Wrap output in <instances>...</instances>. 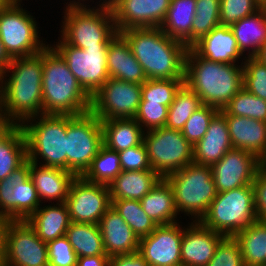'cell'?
<instances>
[{"label": "cell", "mask_w": 266, "mask_h": 266, "mask_svg": "<svg viewBox=\"0 0 266 266\" xmlns=\"http://www.w3.org/2000/svg\"><path fill=\"white\" fill-rule=\"evenodd\" d=\"M42 72L43 50L33 56L12 58L0 73V95L6 118L13 125L42 114Z\"/></svg>", "instance_id": "cell-1"}, {"label": "cell", "mask_w": 266, "mask_h": 266, "mask_svg": "<svg viewBox=\"0 0 266 266\" xmlns=\"http://www.w3.org/2000/svg\"><path fill=\"white\" fill-rule=\"evenodd\" d=\"M143 67L147 79H184L188 47L157 28H131L119 32Z\"/></svg>", "instance_id": "cell-2"}, {"label": "cell", "mask_w": 266, "mask_h": 266, "mask_svg": "<svg viewBox=\"0 0 266 266\" xmlns=\"http://www.w3.org/2000/svg\"><path fill=\"white\" fill-rule=\"evenodd\" d=\"M42 97V114L78 116L91 109V96L49 44L43 49Z\"/></svg>", "instance_id": "cell-3"}, {"label": "cell", "mask_w": 266, "mask_h": 266, "mask_svg": "<svg viewBox=\"0 0 266 266\" xmlns=\"http://www.w3.org/2000/svg\"><path fill=\"white\" fill-rule=\"evenodd\" d=\"M184 83L203 104L222 110L243 87V65L210 61L188 48Z\"/></svg>", "instance_id": "cell-4"}, {"label": "cell", "mask_w": 266, "mask_h": 266, "mask_svg": "<svg viewBox=\"0 0 266 266\" xmlns=\"http://www.w3.org/2000/svg\"><path fill=\"white\" fill-rule=\"evenodd\" d=\"M61 26V38L69 45L81 49L108 47L110 40L118 33L112 9L103 0L98 8L66 6Z\"/></svg>", "instance_id": "cell-5"}, {"label": "cell", "mask_w": 266, "mask_h": 266, "mask_svg": "<svg viewBox=\"0 0 266 266\" xmlns=\"http://www.w3.org/2000/svg\"><path fill=\"white\" fill-rule=\"evenodd\" d=\"M21 127L28 161L38 164L41 157V165L66 170L67 115L40 114L24 121Z\"/></svg>", "instance_id": "cell-6"}, {"label": "cell", "mask_w": 266, "mask_h": 266, "mask_svg": "<svg viewBox=\"0 0 266 266\" xmlns=\"http://www.w3.org/2000/svg\"><path fill=\"white\" fill-rule=\"evenodd\" d=\"M256 220L254 188L251 184L217 193L199 222L225 237H233Z\"/></svg>", "instance_id": "cell-7"}, {"label": "cell", "mask_w": 266, "mask_h": 266, "mask_svg": "<svg viewBox=\"0 0 266 266\" xmlns=\"http://www.w3.org/2000/svg\"><path fill=\"white\" fill-rule=\"evenodd\" d=\"M165 179L173 189L178 213L181 211L193 216V221L201 220L218 193L210 166L193 162Z\"/></svg>", "instance_id": "cell-8"}, {"label": "cell", "mask_w": 266, "mask_h": 266, "mask_svg": "<svg viewBox=\"0 0 266 266\" xmlns=\"http://www.w3.org/2000/svg\"><path fill=\"white\" fill-rule=\"evenodd\" d=\"M66 170L81 177L103 145L100 120L90 111L67 115Z\"/></svg>", "instance_id": "cell-9"}, {"label": "cell", "mask_w": 266, "mask_h": 266, "mask_svg": "<svg viewBox=\"0 0 266 266\" xmlns=\"http://www.w3.org/2000/svg\"><path fill=\"white\" fill-rule=\"evenodd\" d=\"M21 2L14 0L0 10V39L11 58L33 56L47 46L39 40L35 18L22 8Z\"/></svg>", "instance_id": "cell-10"}, {"label": "cell", "mask_w": 266, "mask_h": 266, "mask_svg": "<svg viewBox=\"0 0 266 266\" xmlns=\"http://www.w3.org/2000/svg\"><path fill=\"white\" fill-rule=\"evenodd\" d=\"M143 142L152 170L162 178L193 163L194 147L179 130L164 126L147 131Z\"/></svg>", "instance_id": "cell-11"}, {"label": "cell", "mask_w": 266, "mask_h": 266, "mask_svg": "<svg viewBox=\"0 0 266 266\" xmlns=\"http://www.w3.org/2000/svg\"><path fill=\"white\" fill-rule=\"evenodd\" d=\"M54 49L65 60L82 88L93 96L110 78L107 70V47L81 49L67 44L62 38Z\"/></svg>", "instance_id": "cell-12"}, {"label": "cell", "mask_w": 266, "mask_h": 266, "mask_svg": "<svg viewBox=\"0 0 266 266\" xmlns=\"http://www.w3.org/2000/svg\"><path fill=\"white\" fill-rule=\"evenodd\" d=\"M142 98V85L109 78L91 96L90 111L99 119L134 118Z\"/></svg>", "instance_id": "cell-13"}, {"label": "cell", "mask_w": 266, "mask_h": 266, "mask_svg": "<svg viewBox=\"0 0 266 266\" xmlns=\"http://www.w3.org/2000/svg\"><path fill=\"white\" fill-rule=\"evenodd\" d=\"M2 266H49L48 246L26 220H11Z\"/></svg>", "instance_id": "cell-14"}, {"label": "cell", "mask_w": 266, "mask_h": 266, "mask_svg": "<svg viewBox=\"0 0 266 266\" xmlns=\"http://www.w3.org/2000/svg\"><path fill=\"white\" fill-rule=\"evenodd\" d=\"M65 203L72 222L98 224L111 207L108 185L91 183L82 177H76Z\"/></svg>", "instance_id": "cell-15"}, {"label": "cell", "mask_w": 266, "mask_h": 266, "mask_svg": "<svg viewBox=\"0 0 266 266\" xmlns=\"http://www.w3.org/2000/svg\"><path fill=\"white\" fill-rule=\"evenodd\" d=\"M28 173L0 180V215L10 220H27L42 204Z\"/></svg>", "instance_id": "cell-16"}, {"label": "cell", "mask_w": 266, "mask_h": 266, "mask_svg": "<svg viewBox=\"0 0 266 266\" xmlns=\"http://www.w3.org/2000/svg\"><path fill=\"white\" fill-rule=\"evenodd\" d=\"M171 0H107L116 30L157 28L164 22Z\"/></svg>", "instance_id": "cell-17"}, {"label": "cell", "mask_w": 266, "mask_h": 266, "mask_svg": "<svg viewBox=\"0 0 266 266\" xmlns=\"http://www.w3.org/2000/svg\"><path fill=\"white\" fill-rule=\"evenodd\" d=\"M178 222L158 225L140 238L138 252L149 266H182V228Z\"/></svg>", "instance_id": "cell-18"}, {"label": "cell", "mask_w": 266, "mask_h": 266, "mask_svg": "<svg viewBox=\"0 0 266 266\" xmlns=\"http://www.w3.org/2000/svg\"><path fill=\"white\" fill-rule=\"evenodd\" d=\"M260 168L261 161L254 154L241 149L229 150L211 166L217 192L251 185Z\"/></svg>", "instance_id": "cell-19"}, {"label": "cell", "mask_w": 266, "mask_h": 266, "mask_svg": "<svg viewBox=\"0 0 266 266\" xmlns=\"http://www.w3.org/2000/svg\"><path fill=\"white\" fill-rule=\"evenodd\" d=\"M189 224L188 227H182V266H206L225 236L205 227L199 221Z\"/></svg>", "instance_id": "cell-20"}, {"label": "cell", "mask_w": 266, "mask_h": 266, "mask_svg": "<svg viewBox=\"0 0 266 266\" xmlns=\"http://www.w3.org/2000/svg\"><path fill=\"white\" fill-rule=\"evenodd\" d=\"M26 161L25 171L32 179L40 201L56 200L65 203L72 182L77 177L74 173L60 168L43 166Z\"/></svg>", "instance_id": "cell-21"}, {"label": "cell", "mask_w": 266, "mask_h": 266, "mask_svg": "<svg viewBox=\"0 0 266 266\" xmlns=\"http://www.w3.org/2000/svg\"><path fill=\"white\" fill-rule=\"evenodd\" d=\"M98 225L107 256L138 251L140 239L112 206L102 216Z\"/></svg>", "instance_id": "cell-22"}, {"label": "cell", "mask_w": 266, "mask_h": 266, "mask_svg": "<svg viewBox=\"0 0 266 266\" xmlns=\"http://www.w3.org/2000/svg\"><path fill=\"white\" fill-rule=\"evenodd\" d=\"M193 147V162L210 167L233 149L226 117L220 111L212 118L203 138Z\"/></svg>", "instance_id": "cell-23"}, {"label": "cell", "mask_w": 266, "mask_h": 266, "mask_svg": "<svg viewBox=\"0 0 266 266\" xmlns=\"http://www.w3.org/2000/svg\"><path fill=\"white\" fill-rule=\"evenodd\" d=\"M190 48L200 57L224 64H235L243 56L232 29L225 25L216 26Z\"/></svg>", "instance_id": "cell-24"}, {"label": "cell", "mask_w": 266, "mask_h": 266, "mask_svg": "<svg viewBox=\"0 0 266 266\" xmlns=\"http://www.w3.org/2000/svg\"><path fill=\"white\" fill-rule=\"evenodd\" d=\"M107 70L109 77L117 80L141 85L147 80L143 67L120 33H117L108 43Z\"/></svg>", "instance_id": "cell-25"}, {"label": "cell", "mask_w": 266, "mask_h": 266, "mask_svg": "<svg viewBox=\"0 0 266 266\" xmlns=\"http://www.w3.org/2000/svg\"><path fill=\"white\" fill-rule=\"evenodd\" d=\"M226 117L233 149H241L262 159L266 154V123L235 115Z\"/></svg>", "instance_id": "cell-26"}, {"label": "cell", "mask_w": 266, "mask_h": 266, "mask_svg": "<svg viewBox=\"0 0 266 266\" xmlns=\"http://www.w3.org/2000/svg\"><path fill=\"white\" fill-rule=\"evenodd\" d=\"M27 144L21 125H12L0 135V180L22 174L27 161Z\"/></svg>", "instance_id": "cell-27"}, {"label": "cell", "mask_w": 266, "mask_h": 266, "mask_svg": "<svg viewBox=\"0 0 266 266\" xmlns=\"http://www.w3.org/2000/svg\"><path fill=\"white\" fill-rule=\"evenodd\" d=\"M161 179L154 170H122L108 185L110 200H141Z\"/></svg>", "instance_id": "cell-28"}, {"label": "cell", "mask_w": 266, "mask_h": 266, "mask_svg": "<svg viewBox=\"0 0 266 266\" xmlns=\"http://www.w3.org/2000/svg\"><path fill=\"white\" fill-rule=\"evenodd\" d=\"M37 236L48 243L66 235L71 220L66 203L39 207L27 220Z\"/></svg>", "instance_id": "cell-29"}, {"label": "cell", "mask_w": 266, "mask_h": 266, "mask_svg": "<svg viewBox=\"0 0 266 266\" xmlns=\"http://www.w3.org/2000/svg\"><path fill=\"white\" fill-rule=\"evenodd\" d=\"M143 211L157 224L177 222L178 211L174 192L169 182L162 178L141 200ZM176 218V219H175Z\"/></svg>", "instance_id": "cell-30"}, {"label": "cell", "mask_w": 266, "mask_h": 266, "mask_svg": "<svg viewBox=\"0 0 266 266\" xmlns=\"http://www.w3.org/2000/svg\"><path fill=\"white\" fill-rule=\"evenodd\" d=\"M196 0H171L166 18L160 28L172 39L192 46V23Z\"/></svg>", "instance_id": "cell-31"}, {"label": "cell", "mask_w": 266, "mask_h": 266, "mask_svg": "<svg viewBox=\"0 0 266 266\" xmlns=\"http://www.w3.org/2000/svg\"><path fill=\"white\" fill-rule=\"evenodd\" d=\"M230 28L241 53L248 51V57H255L266 42V7L237 21Z\"/></svg>", "instance_id": "cell-32"}, {"label": "cell", "mask_w": 266, "mask_h": 266, "mask_svg": "<svg viewBox=\"0 0 266 266\" xmlns=\"http://www.w3.org/2000/svg\"><path fill=\"white\" fill-rule=\"evenodd\" d=\"M103 131V145L120 152L139 145L144 130L134 118L100 120Z\"/></svg>", "instance_id": "cell-33"}, {"label": "cell", "mask_w": 266, "mask_h": 266, "mask_svg": "<svg viewBox=\"0 0 266 266\" xmlns=\"http://www.w3.org/2000/svg\"><path fill=\"white\" fill-rule=\"evenodd\" d=\"M233 237L239 244L244 266H266V222L256 220Z\"/></svg>", "instance_id": "cell-34"}, {"label": "cell", "mask_w": 266, "mask_h": 266, "mask_svg": "<svg viewBox=\"0 0 266 266\" xmlns=\"http://www.w3.org/2000/svg\"><path fill=\"white\" fill-rule=\"evenodd\" d=\"M77 257L107 255L98 224L70 223L65 235Z\"/></svg>", "instance_id": "cell-35"}, {"label": "cell", "mask_w": 266, "mask_h": 266, "mask_svg": "<svg viewBox=\"0 0 266 266\" xmlns=\"http://www.w3.org/2000/svg\"><path fill=\"white\" fill-rule=\"evenodd\" d=\"M121 172L119 153L102 145L81 177L91 183L109 185Z\"/></svg>", "instance_id": "cell-36"}, {"label": "cell", "mask_w": 266, "mask_h": 266, "mask_svg": "<svg viewBox=\"0 0 266 266\" xmlns=\"http://www.w3.org/2000/svg\"><path fill=\"white\" fill-rule=\"evenodd\" d=\"M202 105L199 96L184 83L168 107L165 127L181 131L186 121Z\"/></svg>", "instance_id": "cell-37"}, {"label": "cell", "mask_w": 266, "mask_h": 266, "mask_svg": "<svg viewBox=\"0 0 266 266\" xmlns=\"http://www.w3.org/2000/svg\"><path fill=\"white\" fill-rule=\"evenodd\" d=\"M111 206L131 227L139 239L149 235L158 226L143 211L140 200H111Z\"/></svg>", "instance_id": "cell-38"}, {"label": "cell", "mask_w": 266, "mask_h": 266, "mask_svg": "<svg viewBox=\"0 0 266 266\" xmlns=\"http://www.w3.org/2000/svg\"><path fill=\"white\" fill-rule=\"evenodd\" d=\"M220 112L223 115L247 117L266 123V101L248 92L244 87Z\"/></svg>", "instance_id": "cell-39"}, {"label": "cell", "mask_w": 266, "mask_h": 266, "mask_svg": "<svg viewBox=\"0 0 266 266\" xmlns=\"http://www.w3.org/2000/svg\"><path fill=\"white\" fill-rule=\"evenodd\" d=\"M220 25V0H196L192 45Z\"/></svg>", "instance_id": "cell-40"}, {"label": "cell", "mask_w": 266, "mask_h": 266, "mask_svg": "<svg viewBox=\"0 0 266 266\" xmlns=\"http://www.w3.org/2000/svg\"><path fill=\"white\" fill-rule=\"evenodd\" d=\"M183 84L184 79H147L142 84L141 102H160L169 107Z\"/></svg>", "instance_id": "cell-41"}, {"label": "cell", "mask_w": 266, "mask_h": 266, "mask_svg": "<svg viewBox=\"0 0 266 266\" xmlns=\"http://www.w3.org/2000/svg\"><path fill=\"white\" fill-rule=\"evenodd\" d=\"M246 58V59H245ZM243 64V87L266 101V65L255 57H246Z\"/></svg>", "instance_id": "cell-42"}, {"label": "cell", "mask_w": 266, "mask_h": 266, "mask_svg": "<svg viewBox=\"0 0 266 266\" xmlns=\"http://www.w3.org/2000/svg\"><path fill=\"white\" fill-rule=\"evenodd\" d=\"M220 110L213 106L203 104L198 108L191 117L186 121L183 129L181 130L183 136L193 146L203 138L212 118Z\"/></svg>", "instance_id": "cell-43"}, {"label": "cell", "mask_w": 266, "mask_h": 266, "mask_svg": "<svg viewBox=\"0 0 266 266\" xmlns=\"http://www.w3.org/2000/svg\"><path fill=\"white\" fill-rule=\"evenodd\" d=\"M261 8L256 0H220V25L231 26Z\"/></svg>", "instance_id": "cell-44"}, {"label": "cell", "mask_w": 266, "mask_h": 266, "mask_svg": "<svg viewBox=\"0 0 266 266\" xmlns=\"http://www.w3.org/2000/svg\"><path fill=\"white\" fill-rule=\"evenodd\" d=\"M167 115L168 106H164L160 102H140L134 119L147 132L164 127L167 121Z\"/></svg>", "instance_id": "cell-45"}, {"label": "cell", "mask_w": 266, "mask_h": 266, "mask_svg": "<svg viewBox=\"0 0 266 266\" xmlns=\"http://www.w3.org/2000/svg\"><path fill=\"white\" fill-rule=\"evenodd\" d=\"M206 266H244L242 253L234 237H224Z\"/></svg>", "instance_id": "cell-46"}, {"label": "cell", "mask_w": 266, "mask_h": 266, "mask_svg": "<svg viewBox=\"0 0 266 266\" xmlns=\"http://www.w3.org/2000/svg\"><path fill=\"white\" fill-rule=\"evenodd\" d=\"M49 266H76L77 255L66 236L49 241Z\"/></svg>", "instance_id": "cell-47"}, {"label": "cell", "mask_w": 266, "mask_h": 266, "mask_svg": "<svg viewBox=\"0 0 266 266\" xmlns=\"http://www.w3.org/2000/svg\"><path fill=\"white\" fill-rule=\"evenodd\" d=\"M120 166L123 171L152 170L147 149L142 141L139 145L120 151Z\"/></svg>", "instance_id": "cell-48"}, {"label": "cell", "mask_w": 266, "mask_h": 266, "mask_svg": "<svg viewBox=\"0 0 266 266\" xmlns=\"http://www.w3.org/2000/svg\"><path fill=\"white\" fill-rule=\"evenodd\" d=\"M257 220L266 222V172L260 168L252 183Z\"/></svg>", "instance_id": "cell-49"}, {"label": "cell", "mask_w": 266, "mask_h": 266, "mask_svg": "<svg viewBox=\"0 0 266 266\" xmlns=\"http://www.w3.org/2000/svg\"><path fill=\"white\" fill-rule=\"evenodd\" d=\"M109 266H149L139 252L110 257Z\"/></svg>", "instance_id": "cell-50"}, {"label": "cell", "mask_w": 266, "mask_h": 266, "mask_svg": "<svg viewBox=\"0 0 266 266\" xmlns=\"http://www.w3.org/2000/svg\"><path fill=\"white\" fill-rule=\"evenodd\" d=\"M109 261L107 255L82 256L77 258L76 266H109Z\"/></svg>", "instance_id": "cell-51"}, {"label": "cell", "mask_w": 266, "mask_h": 266, "mask_svg": "<svg viewBox=\"0 0 266 266\" xmlns=\"http://www.w3.org/2000/svg\"><path fill=\"white\" fill-rule=\"evenodd\" d=\"M11 220L5 216L0 215V266H2V261L4 259L5 253V236L7 226Z\"/></svg>", "instance_id": "cell-52"}, {"label": "cell", "mask_w": 266, "mask_h": 266, "mask_svg": "<svg viewBox=\"0 0 266 266\" xmlns=\"http://www.w3.org/2000/svg\"><path fill=\"white\" fill-rule=\"evenodd\" d=\"M13 124L6 118L3 100L0 95V135L4 133L8 128H10Z\"/></svg>", "instance_id": "cell-53"}, {"label": "cell", "mask_w": 266, "mask_h": 266, "mask_svg": "<svg viewBox=\"0 0 266 266\" xmlns=\"http://www.w3.org/2000/svg\"><path fill=\"white\" fill-rule=\"evenodd\" d=\"M11 57L6 52L4 45L0 39V73L3 72L11 63Z\"/></svg>", "instance_id": "cell-54"}, {"label": "cell", "mask_w": 266, "mask_h": 266, "mask_svg": "<svg viewBox=\"0 0 266 266\" xmlns=\"http://www.w3.org/2000/svg\"><path fill=\"white\" fill-rule=\"evenodd\" d=\"M255 58H257L260 62L266 65V42L260 48Z\"/></svg>", "instance_id": "cell-55"}, {"label": "cell", "mask_w": 266, "mask_h": 266, "mask_svg": "<svg viewBox=\"0 0 266 266\" xmlns=\"http://www.w3.org/2000/svg\"><path fill=\"white\" fill-rule=\"evenodd\" d=\"M14 0H0V10L9 6Z\"/></svg>", "instance_id": "cell-56"}, {"label": "cell", "mask_w": 266, "mask_h": 266, "mask_svg": "<svg viewBox=\"0 0 266 266\" xmlns=\"http://www.w3.org/2000/svg\"><path fill=\"white\" fill-rule=\"evenodd\" d=\"M79 2H77V1H70L69 2V4H68V6H85V4H84V2H83V4L81 3L82 1H84V0H78ZM81 1V2H80ZM88 1V0H87Z\"/></svg>", "instance_id": "cell-57"}, {"label": "cell", "mask_w": 266, "mask_h": 266, "mask_svg": "<svg viewBox=\"0 0 266 266\" xmlns=\"http://www.w3.org/2000/svg\"><path fill=\"white\" fill-rule=\"evenodd\" d=\"M260 161H261V168L266 172V154Z\"/></svg>", "instance_id": "cell-58"}, {"label": "cell", "mask_w": 266, "mask_h": 266, "mask_svg": "<svg viewBox=\"0 0 266 266\" xmlns=\"http://www.w3.org/2000/svg\"><path fill=\"white\" fill-rule=\"evenodd\" d=\"M260 5L261 7H266V0H256Z\"/></svg>", "instance_id": "cell-59"}]
</instances>
